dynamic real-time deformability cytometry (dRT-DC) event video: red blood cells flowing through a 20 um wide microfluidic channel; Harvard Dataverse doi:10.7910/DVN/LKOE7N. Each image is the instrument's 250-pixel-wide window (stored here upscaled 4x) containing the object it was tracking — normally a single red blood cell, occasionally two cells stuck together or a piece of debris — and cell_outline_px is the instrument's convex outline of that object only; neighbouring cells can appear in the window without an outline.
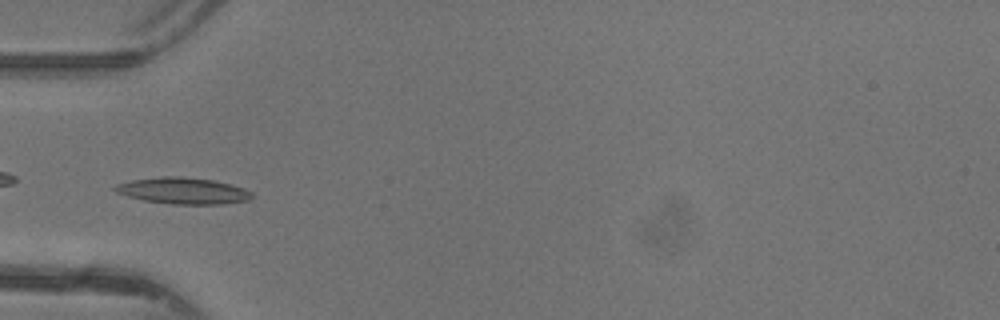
{"species": "common noctule bat (a hibernating species)", "species_latin": "Nyctalus noctula", "temperature_condition": "warm", "stored_images_in_passage": 32, "camera_frame_rate_fps": 3000, "um_per_image_px": 0.085, "animal": {"sex": "female"}, "frame": {"image": 1, "passage_image": 1, "time_ms": 0.0, "image_size_px": [1000, 320], "cell_outline_px": [[252, 196], [248, 200], [224, 204], [172, 204], [144, 200], [128, 196], [116, 192], [112, 188], [116, 184], [132, 180], [160, 176], [184, 176], [212, 180], [244, 188], [252, 192]], "centroid_in_image_um": [15.54, 16.21], "position_along_channel_um": 69.5, "area_um2": 20.98}}
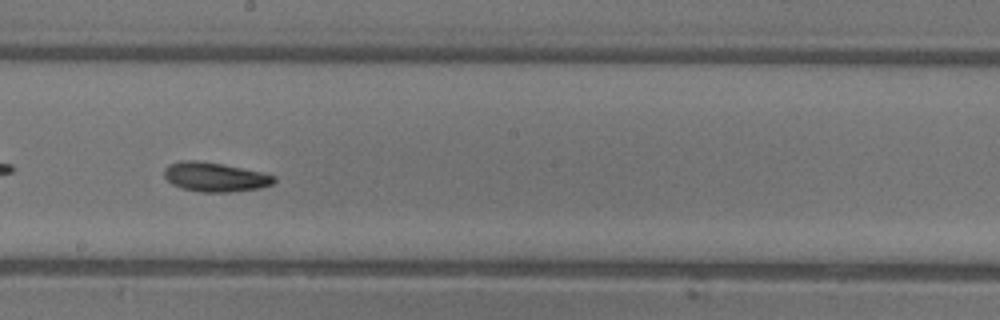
{"frame": {"image": 2, "passage_image": 12, "time_ms": 3.667, "image_size_px": [1000, 320], "cell_outline_px": [[276, 180], [272, 184], [260, 188], [232, 192], [200, 192], [180, 188], [172, 184], [164, 176], [164, 168], [168, 164], [180, 160], [196, 160], [220, 164], [264, 172], [276, 176]], "centroid_in_image_um": [18.27, 15.05], "position_along_channel_um": 229.9, "area_um2": 18.9}}
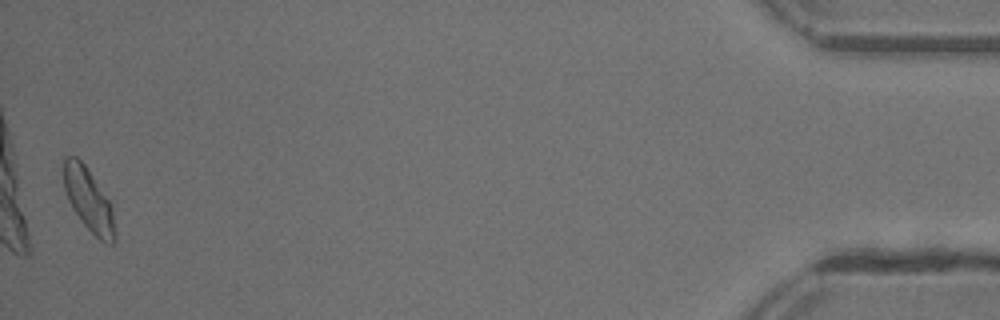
{"frame": {"image": 3, "passage_image": 32, "time_ms": 10.333, "image_size_px": [1000, 320], "cell_outline_px": [[116, 240], [112, 244], [108, 244], [100, 240], [84, 224], [72, 208], [68, 200], [64, 188], [64, 156], [76, 156], [84, 164], [112, 204], [116, 236]], "centroid_in_image_um": [7.55, 17.01], "position_along_channel_um": 427.6, "area_um2": 18.73}, "authors_computed_cell_mechanics": {"area_um2": 18.1492, "velocity_mm_per_s": 4.371, "shape_relaxation_time_tau1_ms": 2.6552, "shape_relaxation_time_tau2_ms": null, "deformation_change_tau1": 0.1059, "deformation_change_tau2": null}}